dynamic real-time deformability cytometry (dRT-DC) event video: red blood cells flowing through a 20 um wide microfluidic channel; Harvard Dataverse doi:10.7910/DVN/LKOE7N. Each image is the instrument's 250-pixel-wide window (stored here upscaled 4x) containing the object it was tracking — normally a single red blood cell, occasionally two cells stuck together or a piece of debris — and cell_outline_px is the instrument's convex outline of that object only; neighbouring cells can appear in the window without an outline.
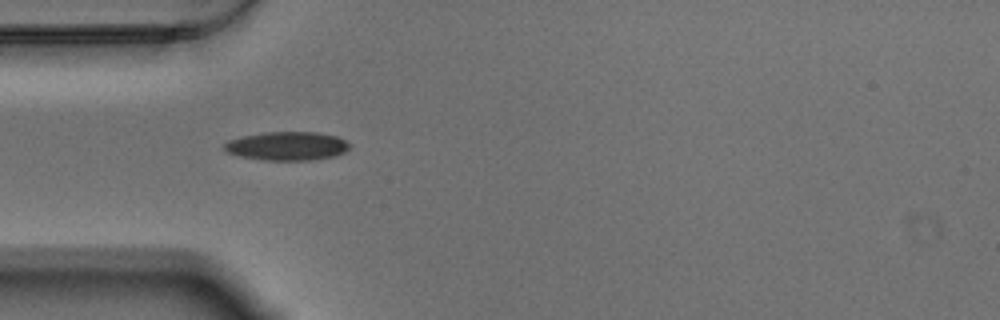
{"species": "Egyptian fruit bat (a non-hibernating species)", "species_latin": "Rousettus aegyptiacus", "temperature_condition": "warm", "stored_images_in_passage": 42, "camera_frame_rate_fps": 3000, "um_per_image_px": 0.085, "animal": {"sex": "male"}, "frame": {"image": 1, "passage_image": 1, "time_ms": 0.0, "image_size_px": [1000, 320], "cell_outline_px": [[352, 144], [344, 152], [336, 156], [312, 160], [264, 160], [240, 156], [228, 152], [224, 148], [224, 144], [228, 140], [244, 136], [268, 132], [316, 132], [336, 136]], "centroid_in_image_um": [24.43, 12.41], "position_along_channel_um": 60.6, "area_um2": 20.81}}
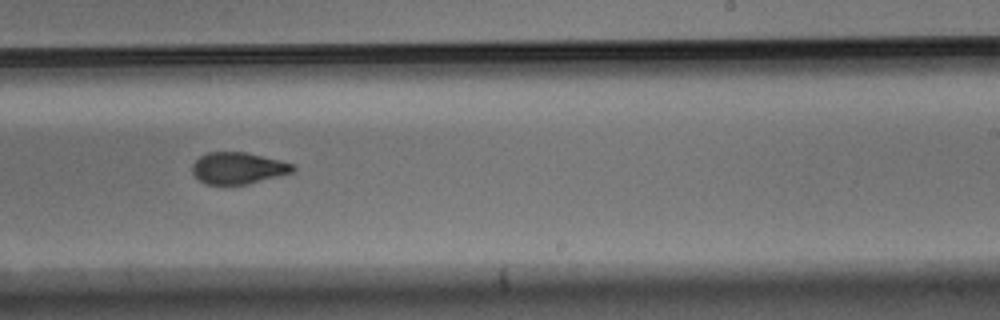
{"frame": {"image": 2, "passage_image": 19, "time_ms": 6.0, "image_size_px": [1000, 320], "cell_outline_px": [[296, 168], [292, 172], [248, 184], [204, 184], [192, 172], [192, 164], [200, 156], [208, 152], [244, 152], [280, 160], [292, 164]], "centroid_in_image_um": [20.21, 14.29], "position_along_channel_um": 268.8, "area_um2": 18.32}}
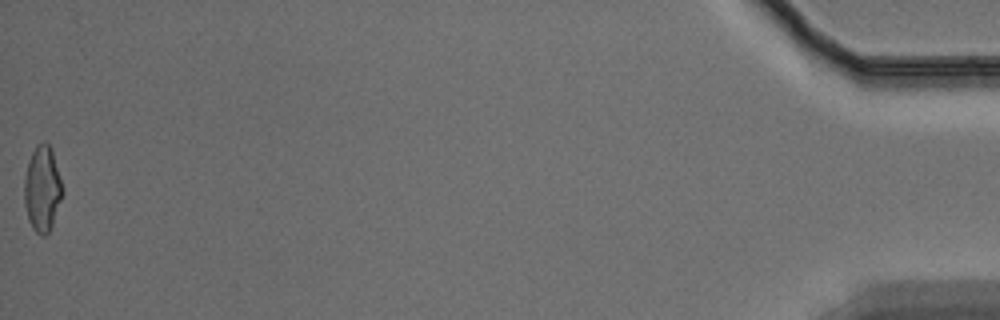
{"frame": {"image": 3, "passage_image": 42, "time_ms": 13.667, "image_size_px": [1000, 320], "cell_outline_px": [[64, 192], [52, 224], [48, 232], [44, 236], [40, 236], [32, 228], [28, 220], [24, 204], [24, 180], [28, 160], [36, 144], [44, 140], [48, 144], [52, 152], [64, 188]], "centroid_in_image_um": [3.59, 16.05], "position_along_channel_um": 431.6, "area_um2": 19.19}, "authors_computed_cell_mechanics": {"area_um2": 19.363, "velocity_mm_per_s": 3.4753, "shape_relaxation_time_tau1_ms": 4.6516, "shape_relaxation_time_tau2_ms": 2.1949, "deformation_change_tau1": 0.1767, "deformation_change_tau2": 0.0785}}